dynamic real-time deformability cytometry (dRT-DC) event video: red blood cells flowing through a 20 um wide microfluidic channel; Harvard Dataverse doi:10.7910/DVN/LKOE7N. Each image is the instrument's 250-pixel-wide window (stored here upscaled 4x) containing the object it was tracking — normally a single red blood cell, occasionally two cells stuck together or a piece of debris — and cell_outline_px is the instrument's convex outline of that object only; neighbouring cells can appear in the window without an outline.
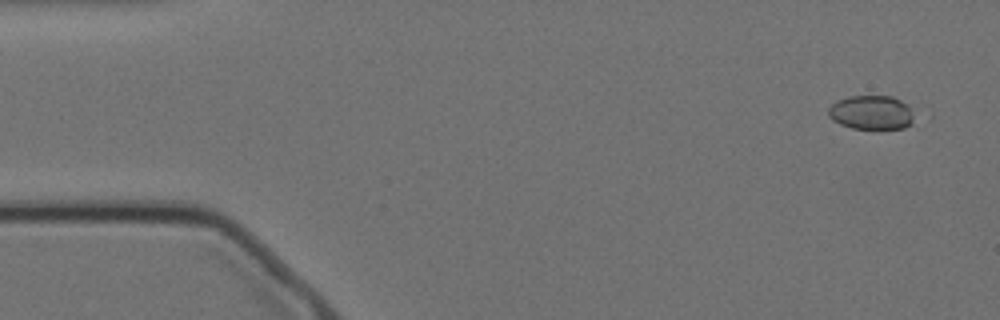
{"species": "Egyptian fruit bat (a non-hibernating species)", "species_latin": "Rousettus aegyptiacus", "temperature_condition": "cold", "stored_images_in_passage": 57, "camera_frame_rate_fps": 3000, "um_per_image_px": 0.085, "animal": {"sex": "female"}, "frame": {"image": 1, "passage_image": 3, "time_ms": 0.667, "image_size_px": [1000, 320], "cell_outline_px": [[916, 116], [912, 124], [904, 128], [852, 128], [840, 124], [832, 120], [828, 116], [828, 108], [836, 100], [848, 96], [892, 96], [900, 100]], "centroid_in_image_um": [74.04, 9.56], "position_along_channel_um": 11.0, "area_um2": 17.05}}
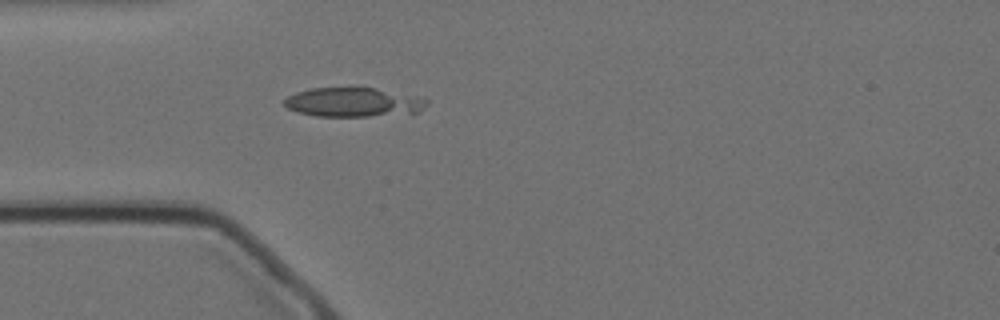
{"frame": {"image": 2, "passage_image": 16, "time_ms": 5.0, "image_size_px": [1000, 320], "cell_outline_px": [[428, 104], [420, 112], [368, 116], [316, 116], [300, 112], [288, 108], [284, 104], [284, 100], [288, 96], [296, 92], [312, 88], [372, 88], [428, 100]], "centroid_in_image_um": [29.98, 8.7], "position_along_channel_um": 55.0, "area_um2": 23.58}}
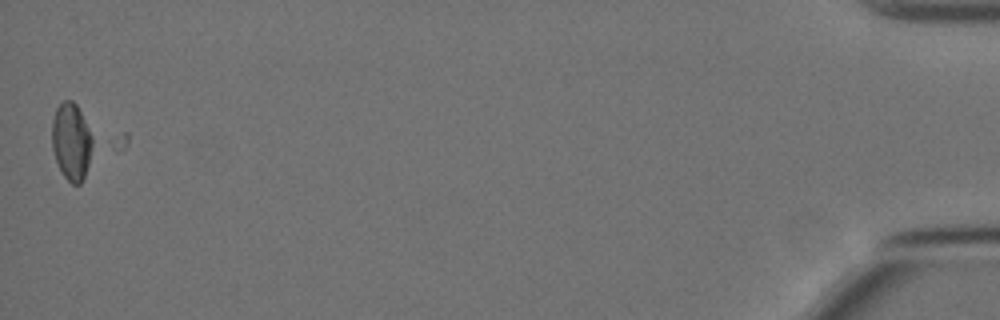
{"frame": {"image": 3, "passage_image": 57, "time_ms": 18.667, "image_size_px": [1000, 320], "cell_outline_px": [[92, 144], [88, 164], [84, 176], [80, 184], [72, 184], [64, 176], [56, 160], [52, 148], [52, 120], [56, 108], [64, 100], [72, 100], [76, 104], [92, 136]], "centroid_in_image_um": [6.04, 12.02], "position_along_channel_um": 429.2, "area_um2": 17.86}}